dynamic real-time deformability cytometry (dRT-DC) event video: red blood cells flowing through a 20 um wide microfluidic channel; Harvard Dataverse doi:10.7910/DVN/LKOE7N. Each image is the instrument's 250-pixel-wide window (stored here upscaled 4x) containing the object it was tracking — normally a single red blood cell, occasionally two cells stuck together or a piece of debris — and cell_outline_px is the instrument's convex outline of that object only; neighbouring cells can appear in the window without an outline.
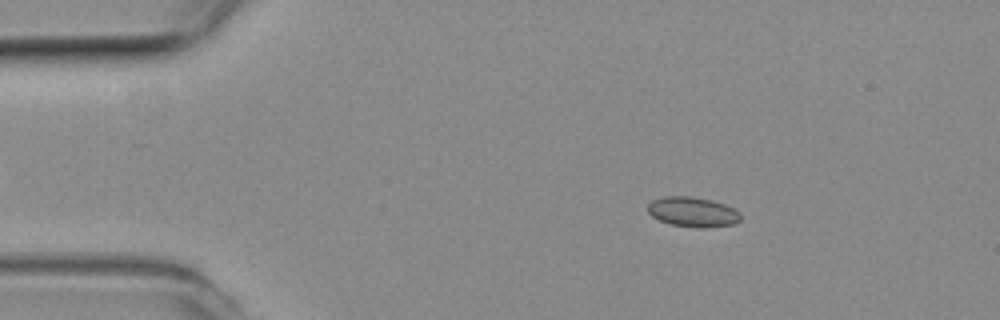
{"species": "common noctule bat (a hibernating species)", "species_latin": "Nyctalus noctula", "temperature_condition": "room temperature", "stored_images_in_passage": 54, "camera_frame_rate_fps": 3000, "um_per_image_px": 0.085, "animal": {"sex": "female", "body_mass_g": 19.3, "forearm_length_mm": 54.1}, "frame": {"image": 1, "passage_image": 8, "time_ms": 2.333, "image_size_px": [1000, 320], "cell_outline_px": [[740, 220], [732, 224], [704, 228], [700, 228], [672, 224], [660, 220], [652, 216], [648, 212], [648, 204], [652, 200], [664, 196], [692, 196], [712, 200], [724, 204], [740, 212]], "centroid_in_image_um": [58.87, 18.0], "position_along_channel_um": 26.1, "area_um2": 16.07}}
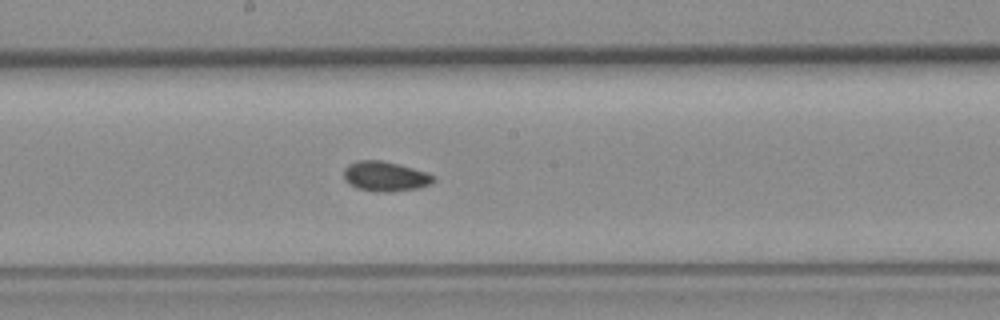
{"frame": {"image": 2, "passage_image": 28, "time_ms": 9.0, "image_size_px": [1000, 320], "cell_outline_px": [[436, 180], [420, 188], [388, 192], [376, 192], [356, 188], [348, 184], [344, 180], [344, 168], [348, 164], [356, 160], [380, 160], [428, 172], [436, 176]], "centroid_in_image_um": [32.72, 15.0], "position_along_channel_um": 215.5, "area_um2": 15.78}}
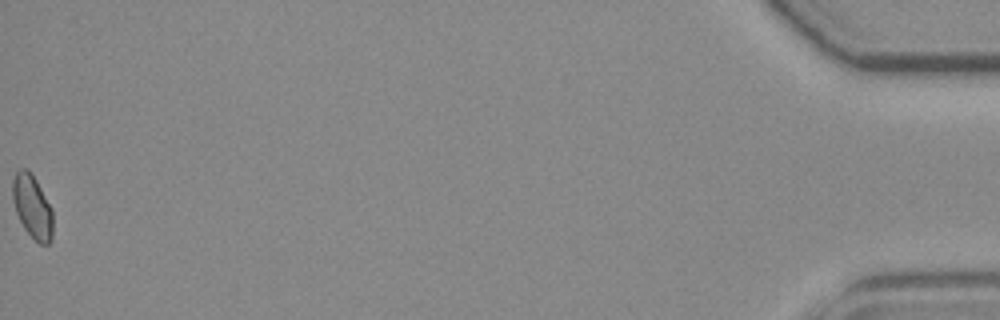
{"frame": {"image": 3, "passage_image": 54, "time_ms": 17.667, "image_size_px": [1000, 320], "cell_outline_px": [[52, 240], [48, 244], [40, 244], [24, 228], [16, 212], [12, 200], [12, 180], [16, 172], [20, 168], [28, 168], [36, 180], [52, 208]], "centroid_in_image_um": [2.74, 17.54], "position_along_channel_um": 432.5, "area_um2": 14.85}, "authors_computed_cell_mechanics": {"area_um2": 15.1725, "velocity_mm_per_s": 3.7655, "shape_relaxation_time_tau1_ms": null, "shape_relaxation_time_tau2_ms": 3.5807, "deformation_change_tau1": null, "deformation_change_tau2": 0.0666}}